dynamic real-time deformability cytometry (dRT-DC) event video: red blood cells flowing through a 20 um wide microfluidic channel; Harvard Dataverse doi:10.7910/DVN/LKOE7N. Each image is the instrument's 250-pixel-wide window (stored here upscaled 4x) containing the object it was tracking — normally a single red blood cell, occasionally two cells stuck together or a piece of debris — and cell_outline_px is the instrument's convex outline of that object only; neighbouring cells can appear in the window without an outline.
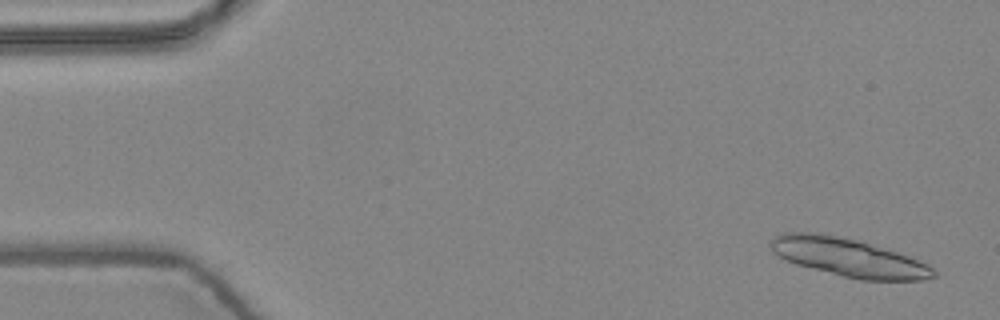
{"species": "common noctule bat (a hibernating species)", "species_latin": "Nyctalus noctula", "temperature_condition": "warm", "stored_images_in_passage": 6, "camera_frame_rate_fps": 3000, "um_per_image_px": 0.085, "animal": {"sex": "female", "body_mass_g": 24.6, "forearm_length_mm": 56.2}, "frame": {"image": 1, "passage_image": 1, "time_ms": 0.0, "image_size_px": [1000, 320], "cell_outline_px": [[936, 276], [920, 280], [860, 280], [796, 264], [772, 252], [772, 240], [776, 236], [784, 232], [820, 232], [856, 240], [896, 252], [908, 256], [932, 268], [936, 272]], "centroid_in_image_um": [72.1, 21.88], "position_along_channel_um": 12.9, "area_um2": 35.55}}